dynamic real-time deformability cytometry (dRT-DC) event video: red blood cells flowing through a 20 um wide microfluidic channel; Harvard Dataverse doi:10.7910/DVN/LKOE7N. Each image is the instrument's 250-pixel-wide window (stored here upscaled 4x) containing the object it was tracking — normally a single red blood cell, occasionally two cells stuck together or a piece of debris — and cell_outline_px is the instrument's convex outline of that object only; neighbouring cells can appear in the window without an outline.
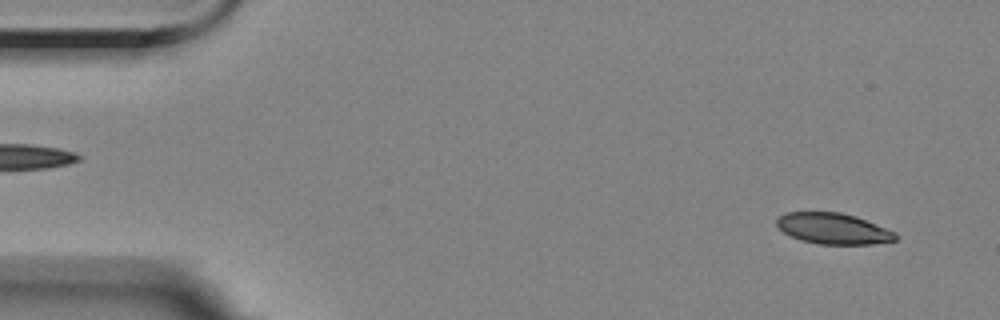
{"species": "Egyptian fruit bat (a non-hibernating species)", "species_latin": "Rousettus aegyptiacus", "temperature_condition": "room temperature", "stored_images_in_passage": 55, "camera_frame_rate_fps": 3000, "um_per_image_px": 0.085, "animal": {"sex": "female"}, "frame": {"image": 1, "passage_image": 3, "time_ms": 0.667, "image_size_px": [1000, 320], "cell_outline_px": [[900, 236], [896, 240], [872, 244], [820, 244], [800, 240], [784, 232], [776, 224], [776, 220], [784, 212], [840, 212], [856, 216], [896, 232]], "centroid_in_image_um": [70.85, 19.43], "position_along_channel_um": 14.1, "area_um2": 21.44}}
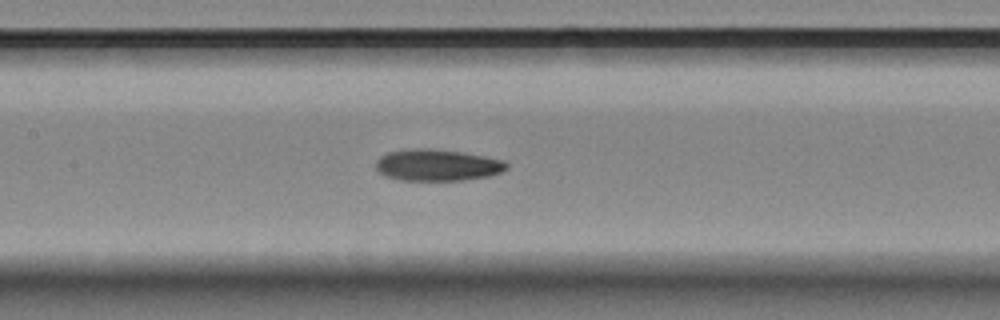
{"frame": {"image": 2, "passage_image": 25, "time_ms": 8.0, "image_size_px": [1000, 320], "cell_outline_px": [[508, 168], [500, 172], [488, 176], [464, 180], [400, 180], [388, 176], [380, 172], [376, 168], [376, 160], [380, 156], [388, 152], [408, 148], [432, 148], [464, 152], [504, 160], [508, 164]], "centroid_in_image_um": [37.17, 14.01], "position_along_channel_um": 170.2, "area_um2": 24.16}}
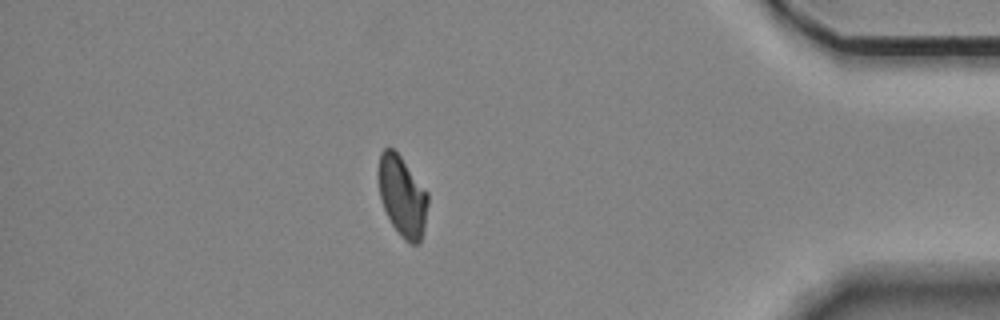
{"frame": {"image": 3, "passage_image": 48, "time_ms": 15.667, "image_size_px": [1000, 320], "cell_outline_px": [[428, 204], [424, 228], [420, 244], [412, 244], [404, 240], [400, 236], [392, 224], [384, 208], [380, 196], [376, 176], [376, 172], [380, 152], [384, 148], [392, 148], [400, 156], [428, 192]], "centroid_in_image_um": [34.17, 16.67], "position_along_channel_um": 401.0, "area_um2": 23.47}, "authors_computed_cell_mechanics": {"area_um2": 23.6402, "velocity_mm_per_s": 3.5294, "shape_relaxation_time_tau1_ms": 8.4581, "shape_relaxation_time_tau2_ms": 4.539, "deformation_change_tau1": 0.164, "deformation_change_tau2": 0.0912}}